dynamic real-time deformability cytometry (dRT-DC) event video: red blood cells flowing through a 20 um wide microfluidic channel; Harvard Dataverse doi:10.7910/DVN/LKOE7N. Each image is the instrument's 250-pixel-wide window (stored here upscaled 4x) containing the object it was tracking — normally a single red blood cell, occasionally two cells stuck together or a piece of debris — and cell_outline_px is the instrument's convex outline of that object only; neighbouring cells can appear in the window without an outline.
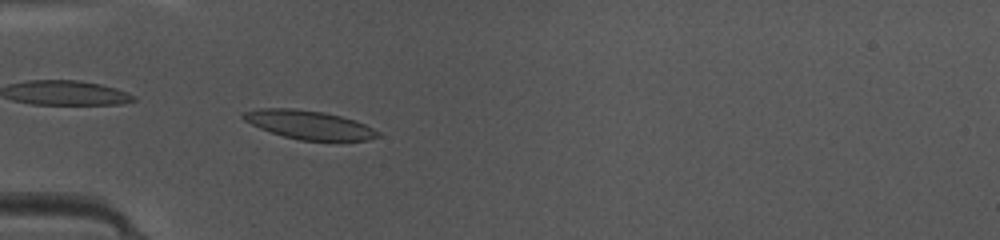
{"species": "common noctule bat (a hibernating species)", "species_latin": "Nyctalus noctula", "temperature_condition": "warm", "stored_images_in_passage": 24, "camera_frame_rate_fps": 3000, "um_per_image_px": 0.085, "animal": {"sex": "female", "body_mass_g": 10.0, "forearm_length_mm": 53.1}, "frame": {"image": 1, "passage_image": 15, "time_ms": 4.667, "image_size_px": [1000, 240], "cell_outline_px": [[380, 136], [368, 140], [300, 140], [284, 136], [260, 128], [244, 120], [240, 116], [244, 112], [260, 108], [296, 108], [324, 112], [356, 120], [380, 132]], "centroid_in_image_um": [26.27, 10.59], "position_along_channel_um": 58.7, "area_um2": 22.31}}
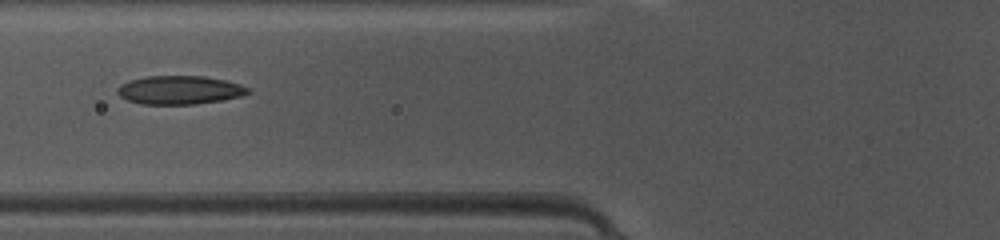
{"frame": {"image": 2, "passage_image": 19, "time_ms": 6.0, "image_size_px": [1000, 240], "cell_outline_px": [[252, 92], [240, 96], [220, 100], [192, 104], [140, 104], [128, 100], [120, 96], [116, 92], [116, 88], [120, 84], [128, 80], [144, 76], [204, 76], [228, 80], [252, 88]], "centroid_in_image_um": [15.26, 7.64], "position_along_channel_um": 110.5, "area_um2": 21.96}}
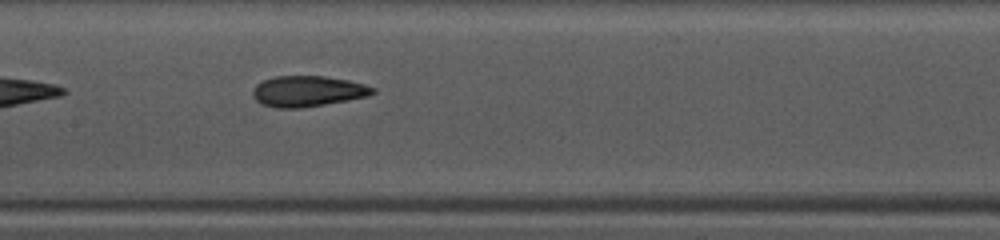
{"frame": {"image": 3, "passage_image": 24, "time_ms": 7.667, "image_size_px": [1000, 240], "cell_outline_px": [[376, 92], [368, 96], [348, 100], [300, 108], [276, 108], [260, 104], [252, 96], [252, 88], [256, 84], [264, 80], [276, 76], [324, 76], [348, 80], [364, 84], [376, 88]], "centroid_in_image_um": [26.13, 7.75], "position_along_channel_um": 181.3, "area_um2": 21.62}}